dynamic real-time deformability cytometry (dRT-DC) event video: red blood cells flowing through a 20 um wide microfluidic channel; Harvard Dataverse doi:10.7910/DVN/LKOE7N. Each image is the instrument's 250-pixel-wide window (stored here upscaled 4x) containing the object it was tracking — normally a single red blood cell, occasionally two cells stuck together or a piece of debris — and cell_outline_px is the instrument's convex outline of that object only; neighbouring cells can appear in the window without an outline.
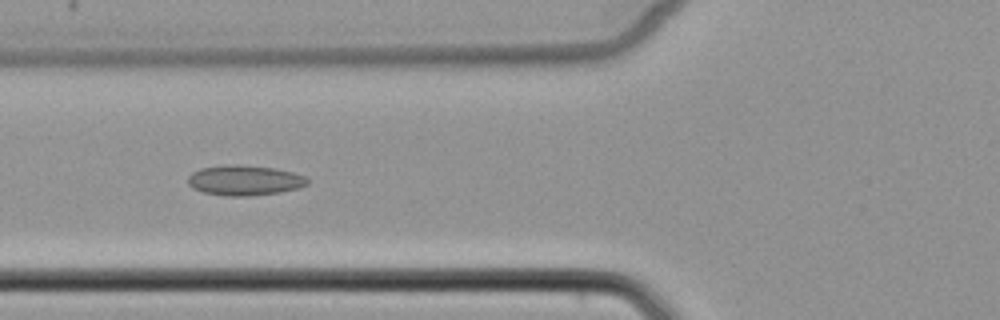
{"species": "common noctule bat (a hibernating species)", "species_latin": "Nyctalus noctula", "temperature_condition": "cold", "stored_images_in_passage": 9, "camera_frame_rate_fps": 3000, "um_per_image_px": 0.085, "animal": {"sex": "female", "body_mass_g": 22.7, "forearm_length_mm": 54.2}, "frame": {"image": 1, "passage_image": 7, "time_ms": 7.0, "image_size_px": [1000, 320], "cell_outline_px": [[308, 184], [300, 188], [280, 192], [248, 196], [228, 196], [204, 192], [192, 188], [188, 184], [188, 176], [192, 172], [200, 168], [224, 164], [236, 164], [276, 168], [308, 176]], "centroid_in_image_um": [20.8, 15.31], "position_along_channel_um": 105.0, "area_um2": 21.27}}
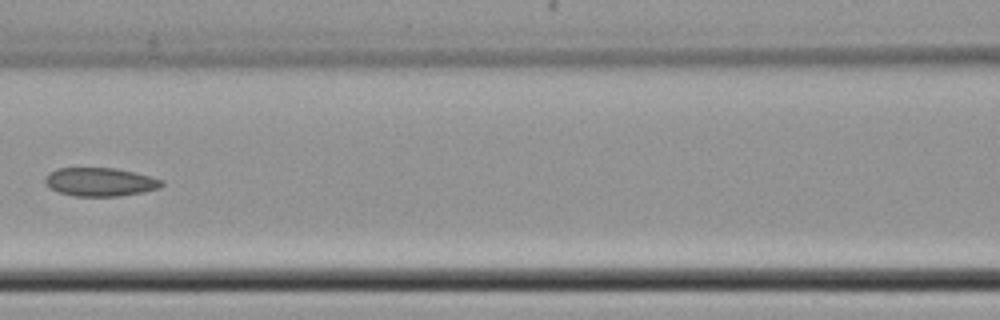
{"frame": {"image": 2, "passage_image": 8, "time_ms": 8.333, "image_size_px": [1000, 320], "cell_outline_px": [[164, 184], [160, 188], [144, 192], [120, 196], [76, 196], [60, 192], [48, 188], [44, 180], [48, 172], [56, 168], [116, 168], [136, 172], [164, 180]], "centroid_in_image_um": [8.53, 15.46], "position_along_channel_um": 158.1, "area_um2": 19.59}}
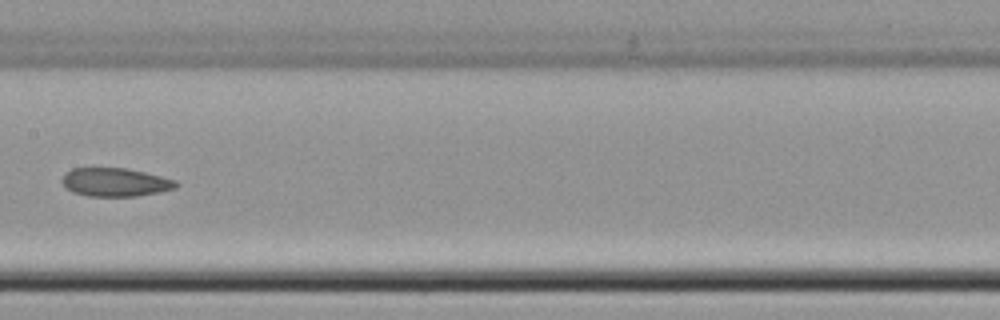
{"frame": {"image": 3, "passage_image": 9, "time_ms": 9.333, "image_size_px": [1000, 320], "cell_outline_px": [[180, 184], [176, 188], [160, 192], [136, 196], [88, 196], [72, 192], [60, 180], [64, 172], [72, 168], [128, 168], [176, 180]], "centroid_in_image_um": [9.79, 15.48], "position_along_channel_um": 197.6, "area_um2": 19.02}}